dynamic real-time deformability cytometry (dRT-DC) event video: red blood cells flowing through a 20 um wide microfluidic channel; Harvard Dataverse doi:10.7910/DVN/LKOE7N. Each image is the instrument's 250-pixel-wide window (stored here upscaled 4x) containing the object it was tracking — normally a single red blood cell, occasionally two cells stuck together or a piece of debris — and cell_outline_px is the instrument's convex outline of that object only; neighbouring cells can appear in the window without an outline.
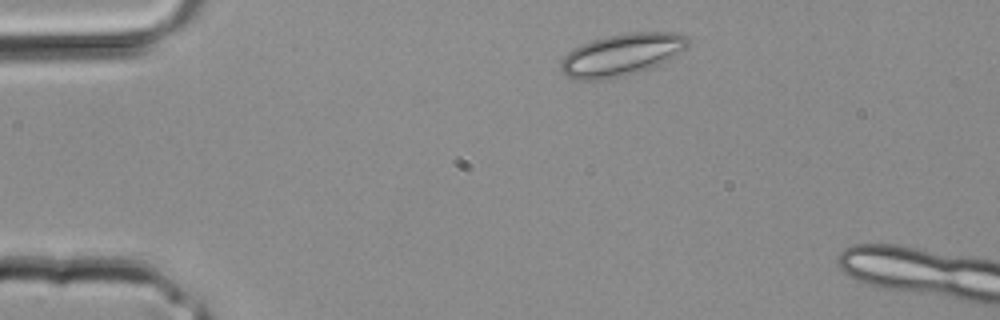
{"species": "common noctule bat (a hibernating species)", "species_latin": "Nyctalus noctula", "temperature_condition": "room temperature", "stored_images_in_passage": 2, "camera_frame_rate_fps": 3000, "um_per_image_px": 0.085, "animal": {"sex": "male", "body_mass_g": 20.4}, "frame": {"image": 1, "passage_image": 1, "time_ms": 0.0, "image_size_px": [1000, 320], "cell_outline_px": [[688, 44], [684, 48], [668, 60], [652, 68], [624, 76], [600, 80], [572, 80], [560, 68], [560, 60], [568, 52], [592, 40], [608, 36], [632, 32], [676, 32], [688, 36]], "centroid_in_image_um": [52.83, 4.66], "position_along_channel_um": 32.2, "area_um2": 31.04}}